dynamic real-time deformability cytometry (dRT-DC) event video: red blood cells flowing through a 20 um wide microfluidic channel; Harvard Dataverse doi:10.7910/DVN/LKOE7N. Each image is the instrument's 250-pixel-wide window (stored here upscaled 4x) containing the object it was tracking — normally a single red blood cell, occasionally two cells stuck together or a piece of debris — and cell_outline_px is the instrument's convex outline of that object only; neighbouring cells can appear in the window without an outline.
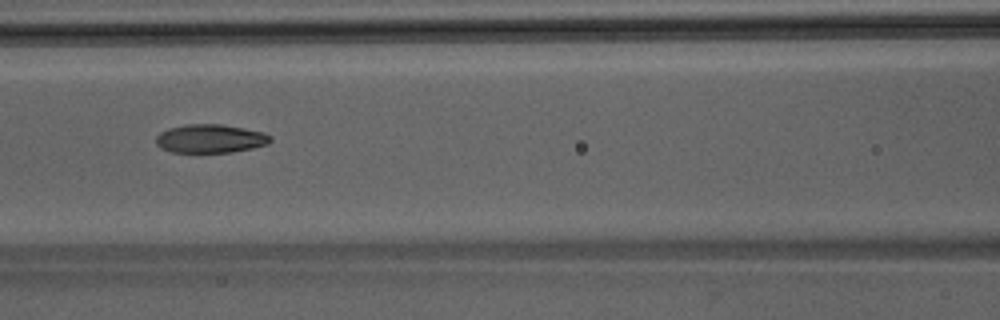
{"species": "Egyptian fruit bat (a non-hibernating species)", "species_latin": "Rousettus aegyptiacus", "temperature_condition": "room temperature", "stored_images_in_passage": 49, "camera_frame_rate_fps": 3000, "um_per_image_px": 0.085, "animal": {"sex": "male"}, "frame": {"image": 1, "passage_image": 22, "time_ms": 7.0, "image_size_px": [1000, 320], "cell_outline_px": [[272, 140], [268, 144], [252, 148], [232, 152], [172, 152], [160, 148], [156, 144], [156, 136], [160, 132], [168, 128], [188, 124], [220, 124], [244, 128], [264, 132], [272, 136]], "centroid_in_image_um": [17.88, 11.78], "position_along_channel_um": 148.7, "area_um2": 19.13}}
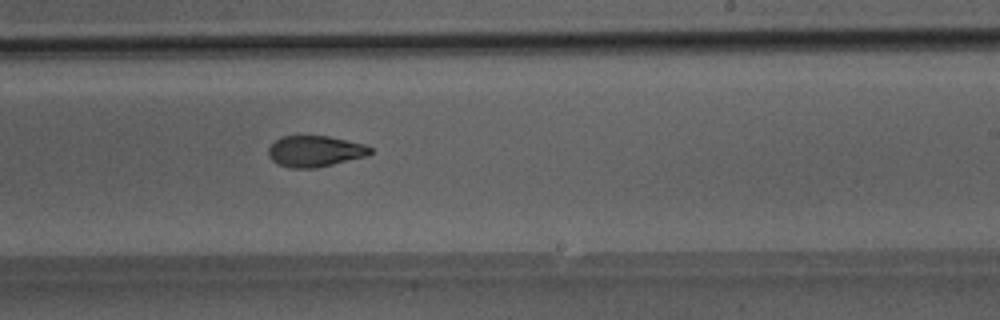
{"frame": {"image": 2, "passage_image": 30, "time_ms": 9.667, "image_size_px": [1000, 320], "cell_outline_px": [[372, 152], [368, 156], [316, 168], [292, 168], [280, 164], [272, 160], [268, 156], [268, 148], [280, 136], [328, 136], [364, 144], [372, 148]], "centroid_in_image_um": [26.79, 12.85], "position_along_channel_um": 262.2, "area_um2": 18.44}}
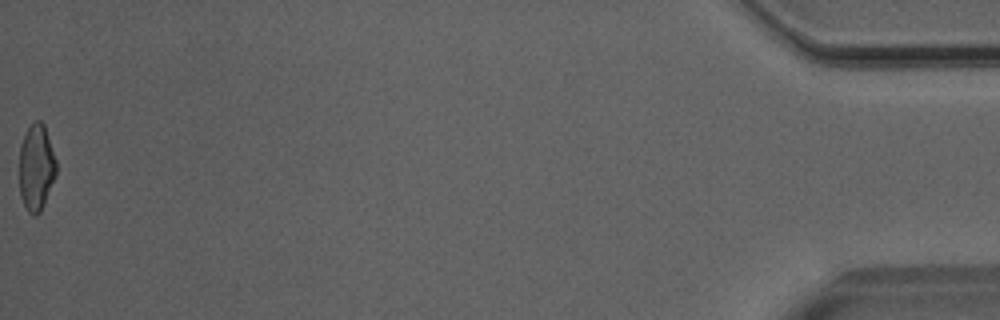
{"frame": {"image": 3, "passage_image": 49, "time_ms": 16.0, "image_size_px": [1000, 320], "cell_outline_px": [[56, 176], [40, 212], [36, 216], [32, 216], [28, 212], [20, 196], [20, 144], [28, 128], [36, 120], [40, 120], [44, 124], [56, 160]], "centroid_in_image_um": [3.09, 14.25], "position_along_channel_um": 432.1, "area_um2": 18.5}}